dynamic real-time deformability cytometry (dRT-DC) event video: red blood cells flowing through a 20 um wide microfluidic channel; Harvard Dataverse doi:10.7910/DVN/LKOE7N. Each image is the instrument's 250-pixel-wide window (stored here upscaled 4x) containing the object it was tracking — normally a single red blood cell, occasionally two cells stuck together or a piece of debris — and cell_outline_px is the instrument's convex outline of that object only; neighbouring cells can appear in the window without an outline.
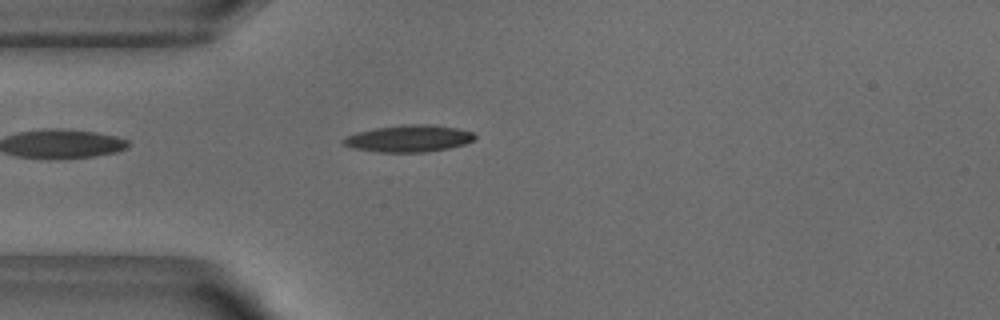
{"species": "common noctule bat (a hibernating species)", "species_latin": "Nyctalus noctula", "temperature_condition": "warm", "stored_images_in_passage": 34, "camera_frame_rate_fps": 3000, "um_per_image_px": 0.085, "animal": {"sex": "male", "body_mass_g": 18.8}, "frame": {"image": 1, "passage_image": 1, "time_ms": 0.0, "image_size_px": [1000, 320], "cell_outline_px": [[476, 136], [472, 140], [464, 144], [448, 148], [424, 152], [376, 152], [352, 148], [344, 144], [340, 140], [344, 136], [356, 132], [376, 128], [404, 124], [432, 124], [456, 128], [472, 132]], "centroid_in_image_um": [34.69, 11.77], "position_along_channel_um": 50.3, "area_um2": 20.63}}
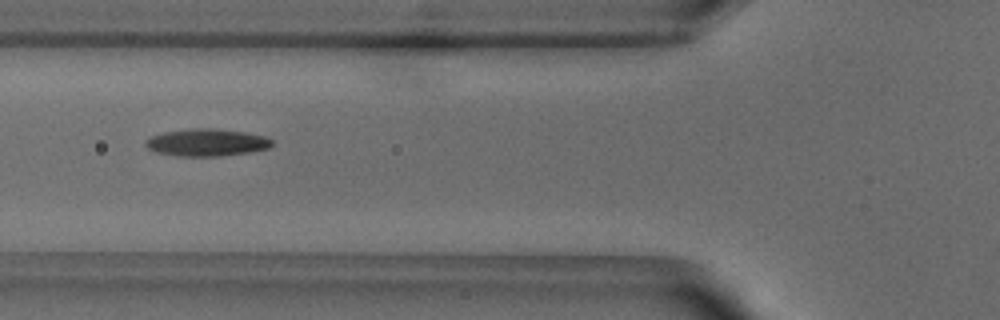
{"frame": {"image": 2, "passage_image": 6, "time_ms": 1.667, "image_size_px": [1000, 320], "cell_outline_px": [[272, 144], [268, 148], [248, 152], [220, 156], [176, 156], [156, 152], [148, 148], [144, 144], [144, 140], [152, 136], [164, 132], [196, 128], [212, 128], [244, 132], [264, 136], [272, 140]], "centroid_in_image_um": [17.53, 12.11], "position_along_channel_um": 108.3, "area_um2": 19.94}, "authors_computed_cell_mechanics": {"area_um2": 19.4786, "velocity_mm_per_s": 3.8649, "shape_relaxation_time_tau1_ms": 4.4179, "shape_relaxation_time_tau2_ms": 5.343, "deformation_change_tau1": 0.1821, "deformation_change_tau2": 0.1561}}